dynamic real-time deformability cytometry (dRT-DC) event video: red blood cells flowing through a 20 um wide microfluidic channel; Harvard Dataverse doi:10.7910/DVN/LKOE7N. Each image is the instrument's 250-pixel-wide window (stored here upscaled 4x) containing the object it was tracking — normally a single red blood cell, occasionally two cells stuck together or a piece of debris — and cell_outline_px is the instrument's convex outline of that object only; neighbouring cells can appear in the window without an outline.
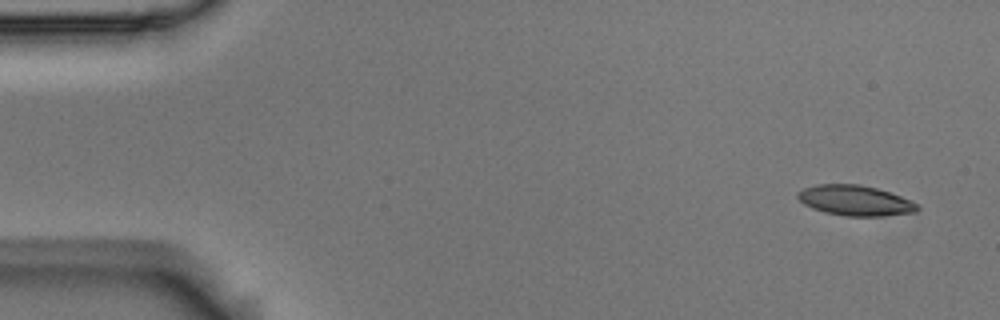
{"species": "Egyptian fruit bat (a non-hibernating species)", "species_latin": "Rousettus aegyptiacus", "temperature_condition": "room temperature", "stored_images_in_passage": 6, "camera_frame_rate_fps": 3000, "um_per_image_px": 0.085, "animal": {"sex": "male"}, "frame": {"image": 1, "passage_image": 1, "time_ms": 0.0, "image_size_px": [1000, 320], "cell_outline_px": [[920, 208], [916, 212], [884, 216], [844, 216], [824, 212], [812, 208], [804, 204], [796, 196], [796, 192], [804, 188], [816, 184], [860, 184], [876, 188], [900, 196], [916, 204]], "centroid_in_image_um": [72.65, 17.04], "position_along_channel_um": 12.4, "area_um2": 21.1}}
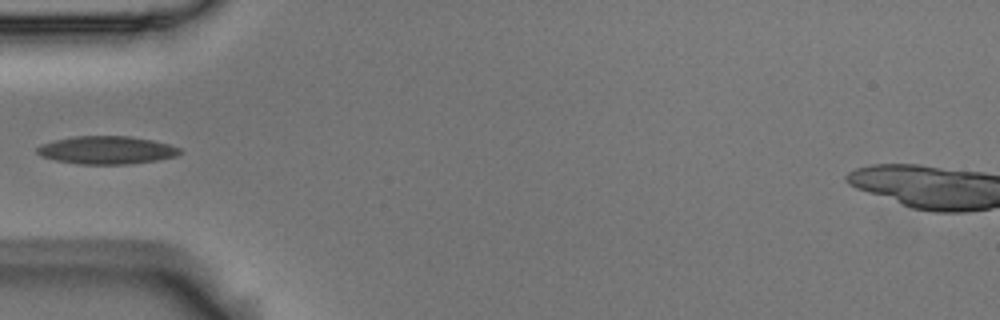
{"frame": {"image": 2, "passage_image": 5, "time_ms": 1.333, "image_size_px": [1000, 320], "cell_outline_px": [[184, 152], [176, 156], [156, 160], [128, 164], [80, 164], [56, 160], [40, 156], [36, 152], [36, 148], [40, 144], [56, 140], [76, 136], [128, 136], [152, 140], [168, 144], [180, 148]], "centroid_in_image_um": [9.06, 12.76], "position_along_channel_um": 75.9, "area_um2": 23.18}}
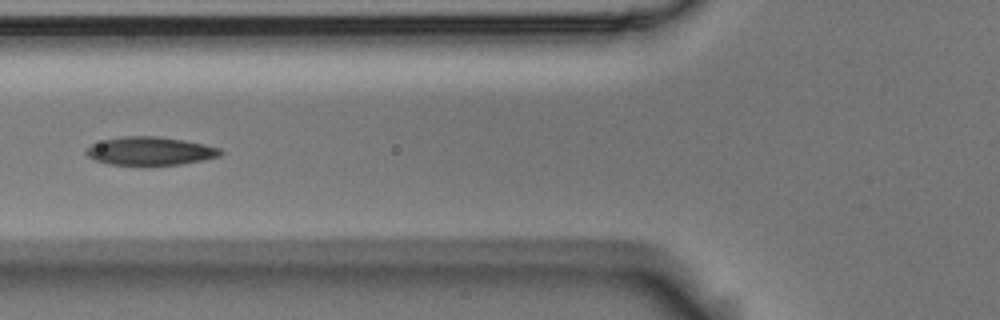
{"frame": {"image": 3, "passage_image": 6, "time_ms": 1.667, "image_size_px": [1000, 320], "cell_outline_px": [[224, 152], [220, 156], [204, 160], [180, 164], [108, 164], [96, 160], [88, 156], [84, 152], [92, 144], [104, 140], [124, 136], [160, 136], [184, 140], [204, 144], [220, 148]], "centroid_in_image_um": [12.8, 12.82], "position_along_channel_um": 113.0, "area_um2": 21.91}}